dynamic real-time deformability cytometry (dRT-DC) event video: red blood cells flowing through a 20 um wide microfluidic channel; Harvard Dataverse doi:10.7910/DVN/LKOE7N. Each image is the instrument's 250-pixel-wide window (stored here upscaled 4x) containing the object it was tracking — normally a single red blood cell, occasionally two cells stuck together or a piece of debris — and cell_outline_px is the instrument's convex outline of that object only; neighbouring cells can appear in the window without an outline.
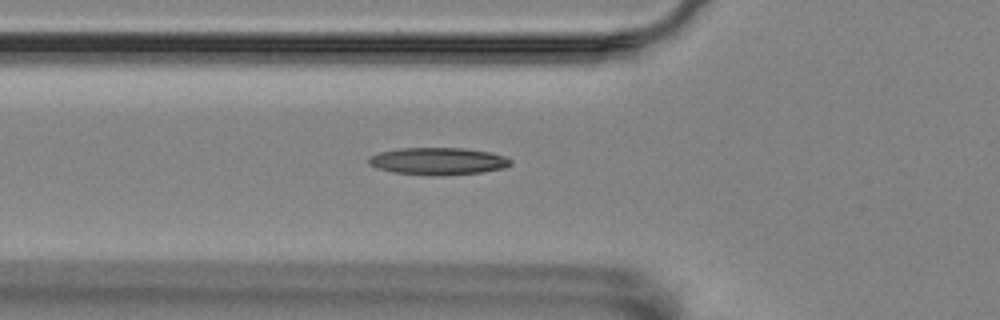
{"species": "Egyptian fruit bat (a non-hibernating species)", "species_latin": "Rousettus aegyptiacus", "temperature_condition": "room temperature", "stored_images_in_passage": 14, "camera_frame_rate_fps": 3000, "um_per_image_px": 0.085, "animal": {"sex": "female"}, "frame": {"image": 1, "passage_image": 2, "time_ms": 0.333, "image_size_px": [1000, 320], "cell_outline_px": [[512, 164], [504, 168], [484, 172], [432, 176], [428, 176], [392, 172], [376, 168], [368, 164], [368, 156], [380, 152], [400, 148], [464, 148], [492, 152], [504, 156], [512, 160]], "centroid_in_image_um": [37.23, 13.7], "position_along_channel_um": 88.6, "area_um2": 22.83}}
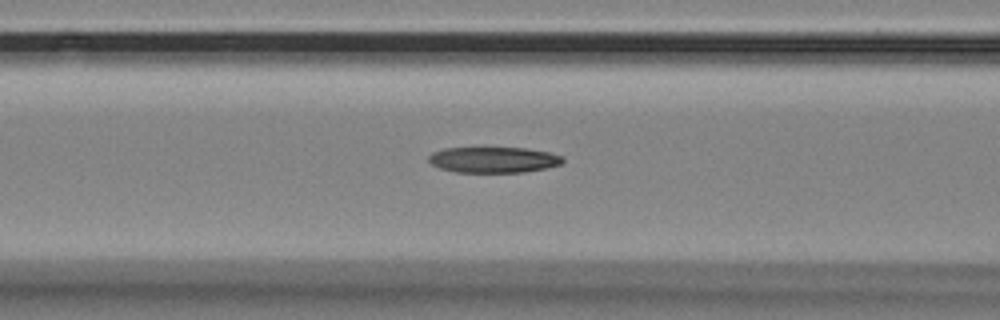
{"frame": {"image": 2, "passage_image": 5, "time_ms": 1.333, "image_size_px": [1000, 320], "cell_outline_px": [[564, 160], [560, 164], [544, 168], [524, 172], [456, 172], [440, 168], [432, 164], [428, 160], [428, 156], [432, 152], [444, 148], [484, 144], [524, 148], [548, 152], [560, 156]], "centroid_in_image_um": [41.86, 13.52], "position_along_channel_um": 124.7, "area_um2": 21.1}}
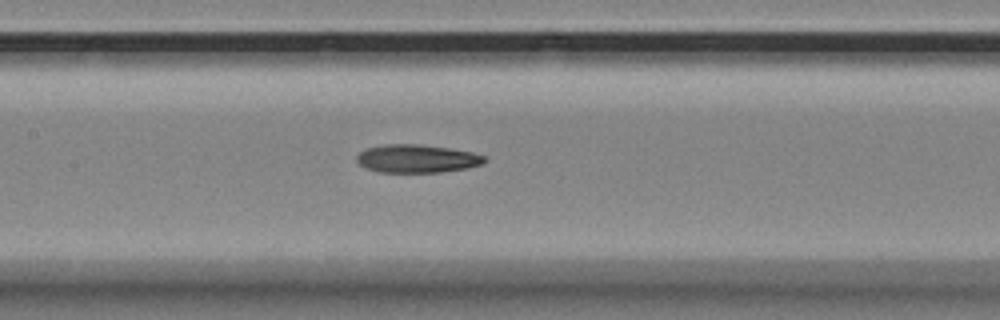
{"frame": {"image": 3, "passage_image": 9, "time_ms": 2.667, "image_size_px": [1000, 320], "cell_outline_px": [[484, 164], [468, 168], [440, 172], [380, 172], [368, 168], [360, 164], [356, 160], [356, 156], [360, 152], [368, 148], [384, 144], [416, 144], [448, 148], [472, 152], [484, 156]], "centroid_in_image_um": [35.44, 13.48], "position_along_channel_um": 172.0, "area_um2": 20.75}}